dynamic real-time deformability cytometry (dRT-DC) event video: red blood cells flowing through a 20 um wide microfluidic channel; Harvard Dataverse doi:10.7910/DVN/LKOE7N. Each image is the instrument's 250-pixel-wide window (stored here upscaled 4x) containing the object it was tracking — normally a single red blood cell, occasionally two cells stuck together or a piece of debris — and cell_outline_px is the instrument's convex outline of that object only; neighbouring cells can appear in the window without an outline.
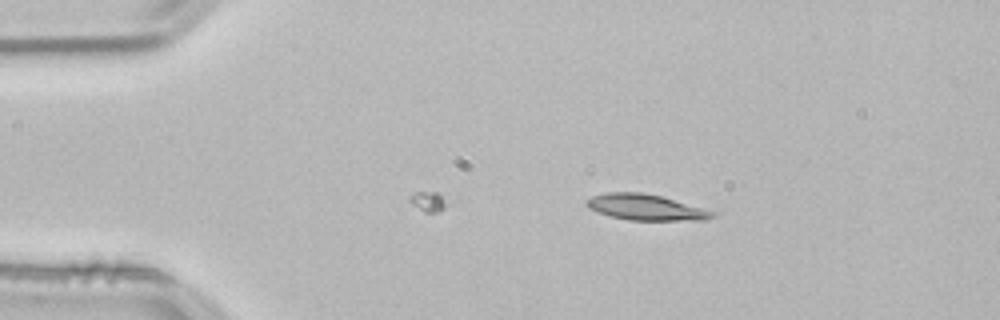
{"species": "common noctule bat (a hibernating species)", "species_latin": "Nyctalus noctula", "temperature_condition": "room temperature", "stored_images_in_passage": 16, "camera_frame_rate_fps": 3000, "um_per_image_px": 0.085, "animal": {"sex": "male", "body_mass_g": 21.5, "forearm_length_mm": 52.0}, "frame": {"image": 1, "passage_image": 16, "time_ms": 5.0, "image_size_px": [1000, 320], "cell_outline_px": [[716, 216], [704, 220], [628, 220], [612, 216], [588, 208], [584, 204], [584, 200], [592, 196], [608, 192], [640, 192], [660, 196], [716, 212]], "centroid_in_image_um": [54.86, 17.62], "position_along_channel_um": 30.1, "area_um2": 18.79}}